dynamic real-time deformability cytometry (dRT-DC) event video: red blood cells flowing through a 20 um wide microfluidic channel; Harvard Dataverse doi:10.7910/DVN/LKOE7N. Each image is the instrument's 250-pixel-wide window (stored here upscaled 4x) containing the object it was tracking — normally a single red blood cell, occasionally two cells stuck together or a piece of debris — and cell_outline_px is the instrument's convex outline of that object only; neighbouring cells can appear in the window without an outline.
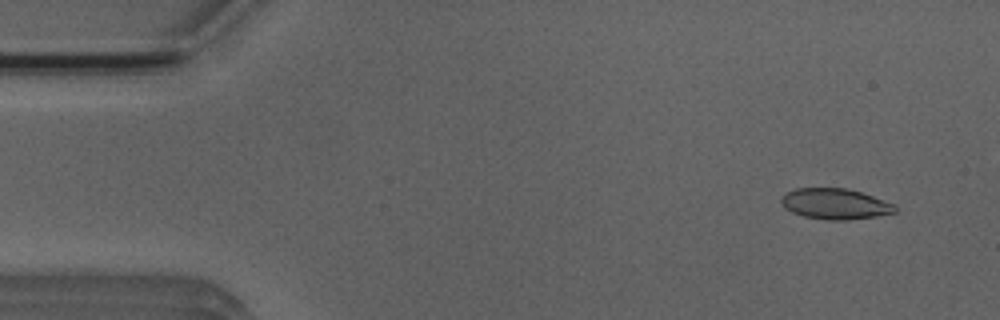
{"species": "Egyptian fruit bat (a non-hibernating species)", "species_latin": "Rousettus aegyptiacus", "temperature_condition": "room temperature", "stored_images_in_passage": 3, "camera_frame_rate_fps": 3000, "um_per_image_px": 0.085, "animal": {"sex": "male"}, "frame": {"image": 1, "passage_image": 1, "time_ms": 0.0, "image_size_px": [1000, 320], "cell_outline_px": [[896, 212], [876, 216], [844, 220], [828, 220], [804, 216], [792, 212], [784, 208], [780, 204], [780, 196], [784, 192], [796, 188], [844, 188], [860, 192], [896, 204]], "centroid_in_image_um": [70.93, 17.32], "position_along_channel_um": 14.1, "area_um2": 20.46}}
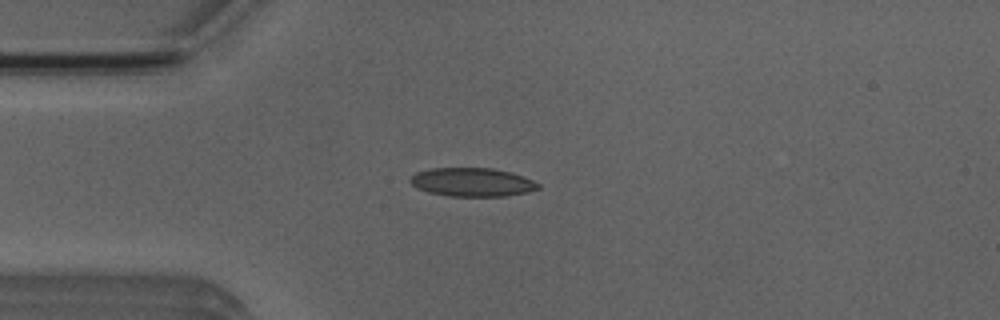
{"frame": {"image": 2, "passage_image": 3, "time_ms": 3.0, "image_size_px": [1000, 320], "cell_outline_px": [[540, 188], [528, 192], [504, 196], [448, 196], [428, 192], [416, 188], [408, 180], [416, 172], [432, 168], [492, 168], [512, 172], [532, 180], [540, 184]], "centroid_in_image_um": [40.13, 15.48], "position_along_channel_um": 44.9, "area_um2": 21.39}}